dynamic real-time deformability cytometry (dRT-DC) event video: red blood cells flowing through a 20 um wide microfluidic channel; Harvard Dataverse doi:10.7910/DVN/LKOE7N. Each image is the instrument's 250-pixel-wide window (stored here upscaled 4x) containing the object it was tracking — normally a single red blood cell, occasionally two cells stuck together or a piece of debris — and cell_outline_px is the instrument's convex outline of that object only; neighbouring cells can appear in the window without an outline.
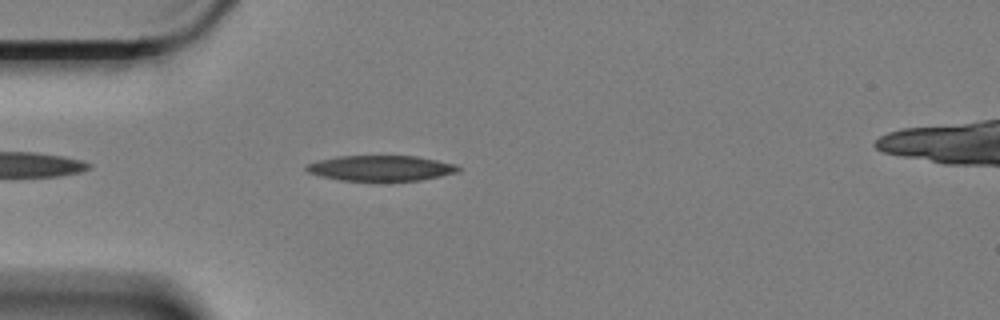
{"species": "Egyptian fruit bat (a non-hibernating species)", "species_latin": "Rousettus aegyptiacus", "temperature_condition": "cold", "stored_images_in_passage": 47, "camera_frame_rate_fps": 3000, "um_per_image_px": 0.085, "animal": {"sex": "female"}, "frame": {"image": 1, "passage_image": 4, "time_ms": 1.0, "image_size_px": [1000, 320], "cell_outline_px": [[460, 172], [420, 180], [380, 184], [376, 184], [340, 180], [320, 176], [308, 172], [304, 168], [304, 164], [316, 160], [336, 156], [416, 156], [456, 164], [460, 168]], "centroid_in_image_um": [32.32, 14.34], "position_along_channel_um": 52.7, "area_um2": 23.76}}
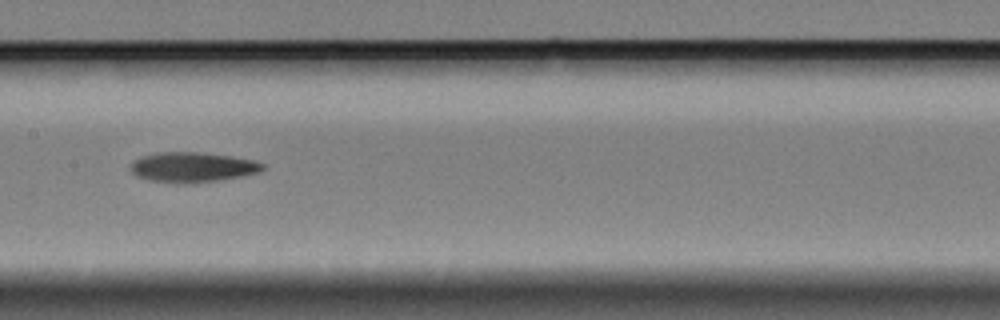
{"frame": {"image": 2, "passage_image": 17, "time_ms": 5.333, "image_size_px": [1000, 320], "cell_outline_px": [[264, 168], [260, 172], [220, 180], [196, 184], [176, 184], [148, 180], [136, 176], [128, 168], [136, 160], [144, 156], [160, 152], [196, 152], [228, 156], [252, 160], [264, 164]], "centroid_in_image_um": [16.33, 14.24], "position_along_channel_um": 191.1, "area_um2": 23.12}}
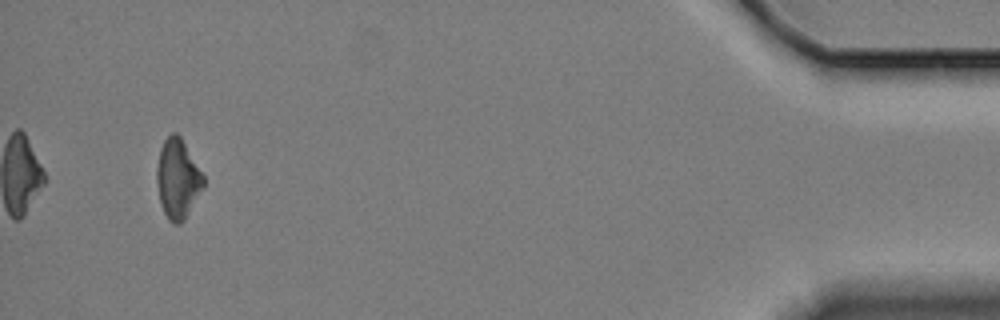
{"frame": {"image": 3, "passage_image": 44, "time_ms": 14.333, "image_size_px": [1000, 320], "cell_outline_px": [[204, 188], [184, 220], [180, 224], [172, 224], [168, 220], [160, 204], [156, 184], [156, 168], [160, 148], [164, 140], [172, 132], [176, 132], [180, 136], [204, 176]], "centroid_in_image_um": [15.09, 15.22], "position_along_channel_um": 420.1, "area_um2": 21.79}, "authors_computed_cell_mechanics": {"area_um2": 22.4842, "velocity_mm_per_s": 3.3553, "shape_relaxation_time_tau1_ms": 9.7171, "shape_relaxation_time_tau2_ms": null, "deformation_change_tau1": 0.1714, "deformation_change_tau2": null}}